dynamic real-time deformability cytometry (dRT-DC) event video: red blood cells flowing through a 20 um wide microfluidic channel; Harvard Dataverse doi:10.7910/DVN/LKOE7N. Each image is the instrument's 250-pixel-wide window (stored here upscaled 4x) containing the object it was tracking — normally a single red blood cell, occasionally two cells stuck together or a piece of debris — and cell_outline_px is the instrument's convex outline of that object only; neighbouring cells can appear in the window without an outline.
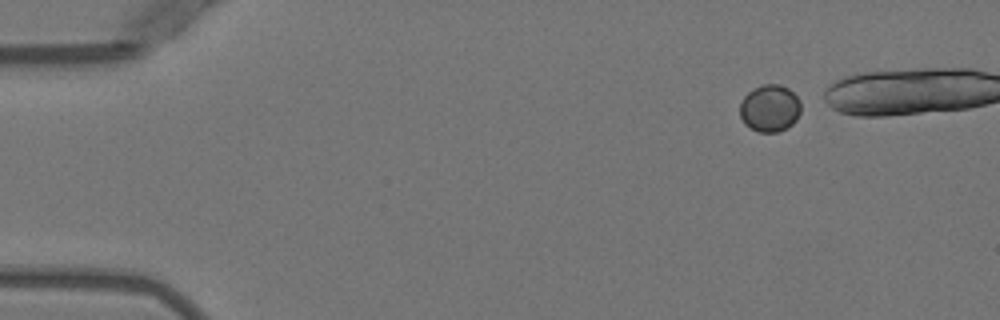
{"species": "Egyptian fruit bat (a non-hibernating species)", "species_latin": "Rousettus aegyptiacus", "temperature_condition": "warm", "stored_images_in_passage": 4, "camera_frame_rate_fps": 3000, "um_per_image_px": 0.085, "animal": {"sex": "female"}, "frame": {"image": 1, "passage_image": 1, "time_ms": 0.0, "image_size_px": [1000, 320], "cell_outline_px": [[800, 112], [796, 120], [792, 124], [776, 132], [760, 132], [744, 124], [740, 116], [740, 104], [744, 96], [752, 88], [760, 84], [780, 84], [788, 88], [800, 100]], "centroid_in_image_um": [65.42, 9.17], "position_along_channel_um": 19.6, "area_um2": 16.76}}
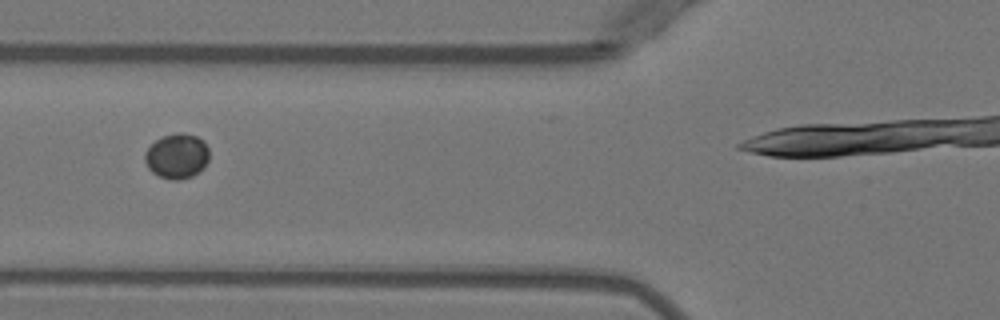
{"frame": {"image": 2, "passage_image": 4, "time_ms": 4.667, "image_size_px": [1000, 320], "cell_outline_px": [[208, 160], [204, 168], [192, 176], [180, 180], [172, 180], [160, 176], [152, 172], [148, 168], [144, 160], [144, 152], [156, 140], [164, 136], [180, 132], [196, 136], [204, 140], [208, 148]], "centroid_in_image_um": [15.04, 13.27], "position_along_channel_um": 110.8, "area_um2": 16.88}}